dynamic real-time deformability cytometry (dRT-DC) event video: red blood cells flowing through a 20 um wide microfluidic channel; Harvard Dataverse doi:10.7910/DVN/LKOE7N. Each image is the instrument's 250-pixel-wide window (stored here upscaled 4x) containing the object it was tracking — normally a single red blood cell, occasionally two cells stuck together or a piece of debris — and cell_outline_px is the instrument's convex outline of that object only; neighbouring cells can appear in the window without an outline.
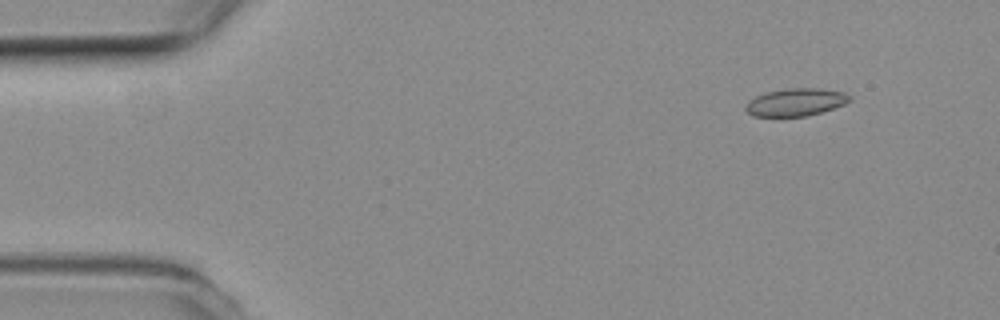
{"species": "common noctule bat (a hibernating species)", "species_latin": "Nyctalus noctula", "temperature_condition": "room temperature", "stored_images_in_passage": 53, "camera_frame_rate_fps": 3000, "um_per_image_px": 0.085, "animal": {"sex": "female", "body_mass_g": 19.3, "forearm_length_mm": 54.1}, "frame": {"image": 1, "passage_image": 6, "time_ms": 1.667, "image_size_px": [1000, 320], "cell_outline_px": [[852, 100], [844, 104], [820, 112], [804, 116], [752, 116], [744, 108], [748, 100], [764, 92], [788, 88], [820, 88], [844, 92], [852, 96]], "centroid_in_image_um": [67.63, 8.67], "position_along_channel_um": 17.4, "area_um2": 16.76}}
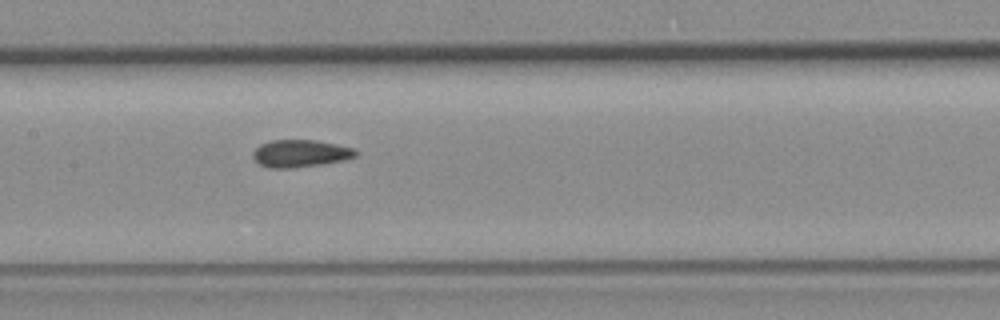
{"frame": {"image": 2, "passage_image": 26, "time_ms": 8.333, "image_size_px": [1000, 320], "cell_outline_px": [[356, 156], [344, 160], [320, 164], [292, 168], [268, 168], [260, 164], [252, 156], [252, 152], [260, 144], [272, 140], [316, 140], [336, 144], [352, 148], [356, 152]], "centroid_in_image_um": [25.49, 13.04], "position_along_channel_um": 181.9, "area_um2": 16.24}}
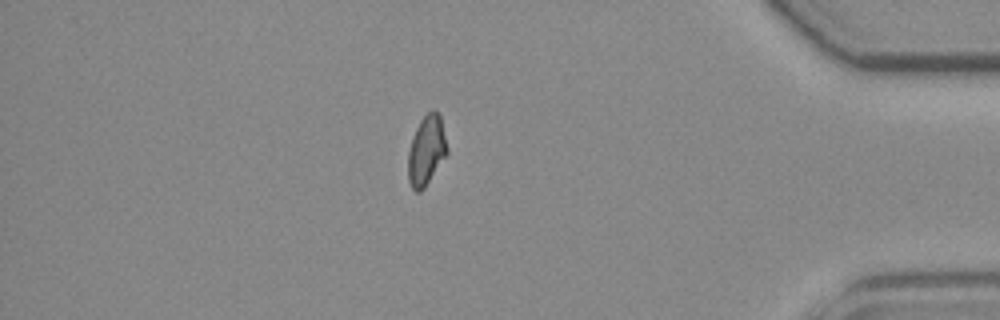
{"frame": {"image": 3, "passage_image": 46, "time_ms": 15.0, "image_size_px": [1000, 320], "cell_outline_px": [[448, 152], [424, 188], [420, 192], [416, 192], [412, 188], [408, 180], [408, 152], [416, 128], [420, 120], [432, 108], [440, 116], [448, 148]], "centroid_in_image_um": [36.24, 12.79], "position_along_channel_um": 399.0, "area_um2": 15.66}, "authors_computed_cell_mechanics": {"area_um2": 16.3574, "velocity_mm_per_s": 3.8727, "shape_relaxation_time_tau1_ms": null, "shape_relaxation_time_tau2_ms": 1.9562, "deformation_change_tau1": null, "deformation_change_tau2": 0.0651}}